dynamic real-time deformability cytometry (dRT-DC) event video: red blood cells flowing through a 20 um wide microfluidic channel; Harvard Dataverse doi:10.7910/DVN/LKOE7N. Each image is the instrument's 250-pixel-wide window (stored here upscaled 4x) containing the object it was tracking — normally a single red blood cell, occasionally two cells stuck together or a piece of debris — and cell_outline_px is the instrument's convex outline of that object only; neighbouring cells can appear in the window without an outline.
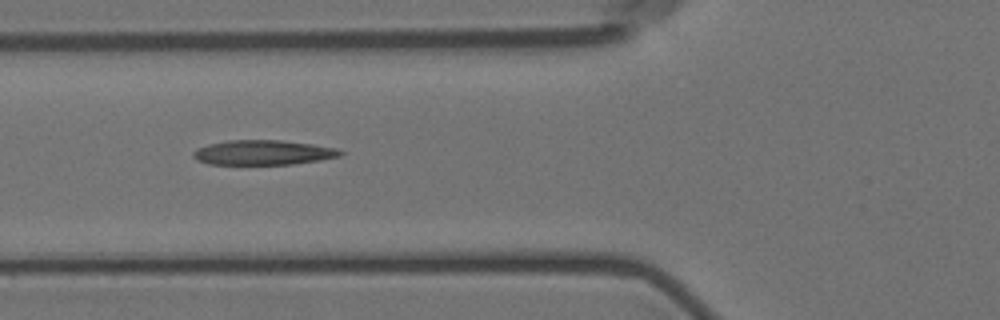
{"species": "Egyptian fruit bat (a non-hibernating species)", "species_latin": "Rousettus aegyptiacus", "temperature_condition": "room temperature", "stored_images_in_passage": 7, "camera_frame_rate_fps": 3000, "um_per_image_px": 0.085, "animal": {"sex": "female"}, "frame": {"image": 1, "passage_image": 6, "time_ms": 6.0, "image_size_px": [1000, 320], "cell_outline_px": [[344, 152], [340, 156], [320, 160], [292, 164], [208, 164], [196, 160], [192, 156], [192, 152], [196, 148], [208, 144], [228, 140], [280, 140], [312, 144], [336, 148]], "centroid_in_image_um": [22.32, 12.96], "position_along_channel_um": 103.5, "area_um2": 21.27}}
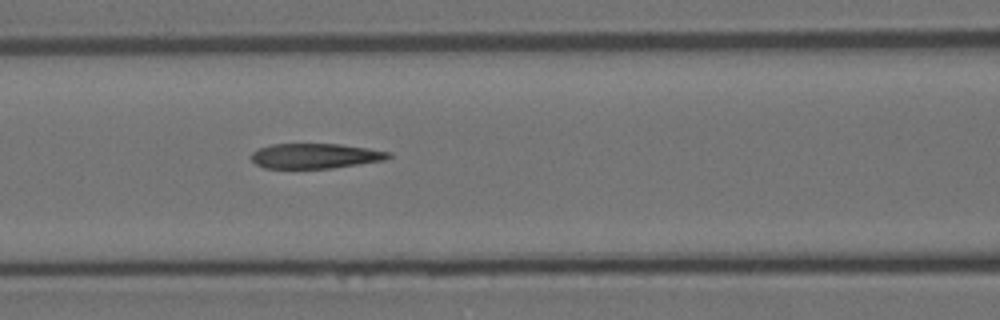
{"frame": {"image": 2, "passage_image": 7, "time_ms": 7.0, "image_size_px": [1000, 320], "cell_outline_px": [[392, 156], [384, 160], [332, 168], [264, 168], [256, 164], [252, 160], [252, 152], [260, 148], [272, 144], [340, 144], [368, 148], [392, 152]], "centroid_in_image_um": [26.82, 13.25], "position_along_channel_um": 139.8, "area_um2": 19.94}}